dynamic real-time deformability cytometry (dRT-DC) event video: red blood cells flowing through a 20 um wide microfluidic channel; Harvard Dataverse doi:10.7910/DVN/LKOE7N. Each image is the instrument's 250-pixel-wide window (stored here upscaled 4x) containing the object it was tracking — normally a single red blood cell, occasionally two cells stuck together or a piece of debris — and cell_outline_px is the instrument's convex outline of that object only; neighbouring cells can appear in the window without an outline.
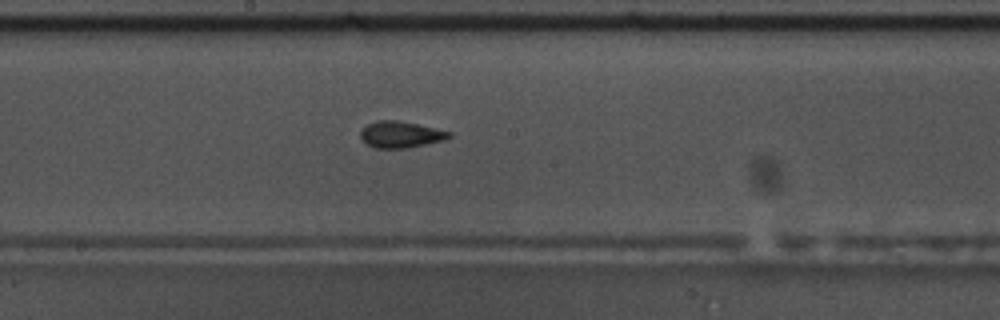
{"species": "common noctule bat (a hibernating species)", "species_latin": "Nyctalus noctula", "temperature_condition": "warm", "stored_images_in_passage": 41, "camera_frame_rate_fps": 3000, "um_per_image_px": 0.085, "animal": {"sex": "male", "body_mass_g": 17.5, "forearm_length_mm": 52.3}, "frame": {"image": 1, "passage_image": 15, "time_ms": 4.667, "image_size_px": [1000, 320], "cell_outline_px": [[452, 136], [444, 140], [408, 148], [376, 148], [368, 144], [360, 136], [360, 132], [368, 124], [376, 120], [396, 120], [416, 124], [452, 132]], "centroid_in_image_um": [34.07, 11.43], "position_along_channel_um": 214.1, "area_um2": 13.47}}
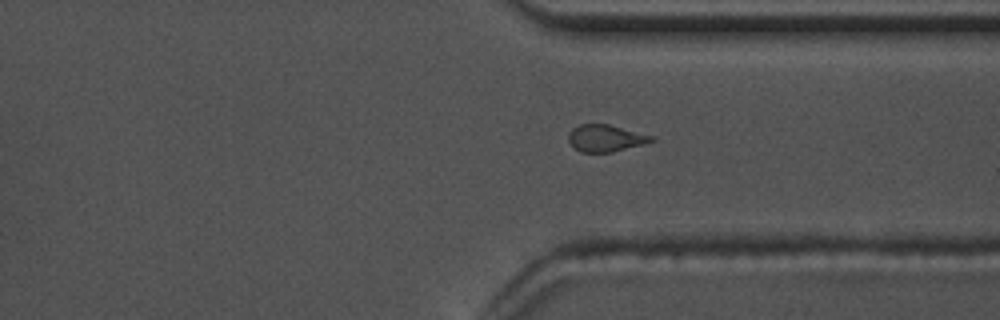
{"frame": {"image": 2, "passage_image": 27, "time_ms": 8.667, "image_size_px": [1000, 320], "cell_outline_px": [[656, 140], [648, 144], [612, 152], [580, 152], [572, 148], [568, 140], [568, 132], [572, 128], [580, 124], [608, 124], [656, 136]], "centroid_in_image_um": [51.51, 11.75], "position_along_channel_um": 359.9, "area_um2": 13.47}}
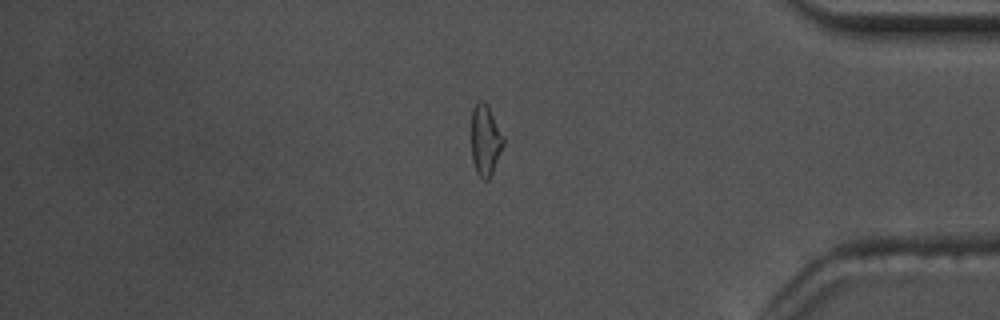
{"frame": {"image": 3, "passage_image": 32, "time_ms": 10.333, "image_size_px": [1000, 320], "cell_outline_px": [[504, 144], [492, 172], [488, 180], [484, 180], [476, 172], [472, 160], [472, 108], [476, 100], [480, 100], [488, 104], [504, 136]], "centroid_in_image_um": [41.25, 11.87], "position_along_channel_um": 393.9, "area_um2": 13.29}, "authors_computed_cell_mechanics": {"area_um2": 13.3518, "velocity_mm_per_s": 3.642, "shape_relaxation_time_tau1_ms": 3.9248, "shape_relaxation_time_tau2_ms": 2.3623, "deformation_change_tau1": 0.1348, "deformation_change_tau2": 0.0857}}